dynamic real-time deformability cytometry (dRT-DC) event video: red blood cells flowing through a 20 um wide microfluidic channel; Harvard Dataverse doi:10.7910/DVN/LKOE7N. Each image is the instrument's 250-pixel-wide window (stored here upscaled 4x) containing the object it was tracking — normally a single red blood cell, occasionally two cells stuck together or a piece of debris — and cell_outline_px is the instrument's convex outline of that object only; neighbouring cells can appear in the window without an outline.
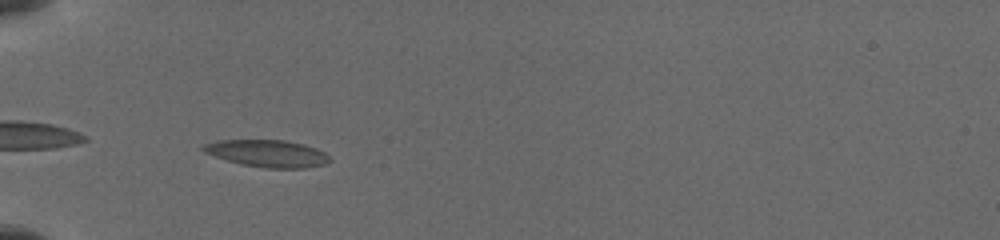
{"species": "common noctule bat (a hibernating species)", "species_latin": "Nyctalus noctula", "temperature_condition": "cold", "stored_images_in_passage": 11, "camera_frame_rate_fps": 3000, "um_per_image_px": 0.085, "animal": {"sex": "female", "body_mass_g": 19.5, "forearm_length_mm": 54.1}, "frame": {"image": 1, "passage_image": 1, "time_ms": 0.0, "image_size_px": [1000, 240], "cell_outline_px": [[332, 160], [324, 164], [304, 168], [268, 168], [240, 164], [204, 152], [200, 148], [204, 144], [220, 140], [284, 140], [316, 148], [324, 152]], "centroid_in_image_um": [22.72, 13.04], "position_along_channel_um": 62.3, "area_um2": 19.71}}
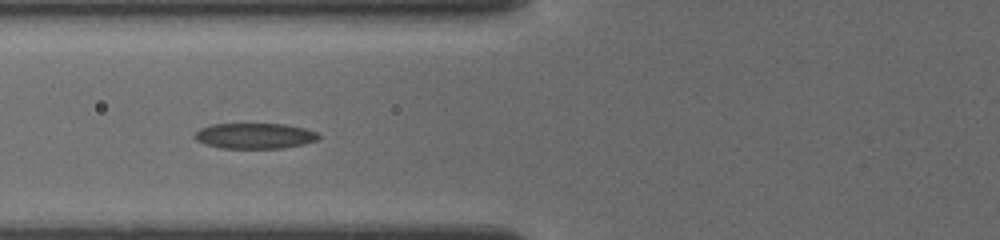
{"frame": {"image": 2, "passage_image": 4, "time_ms": 1.333, "image_size_px": [1000, 240], "cell_outline_px": [[320, 140], [304, 144], [284, 148], [220, 148], [204, 144], [196, 140], [192, 136], [200, 128], [212, 124], [284, 124], [304, 128], [320, 132]], "centroid_in_image_um": [21.68, 11.55], "position_along_channel_um": 104.1, "area_um2": 18.73}}
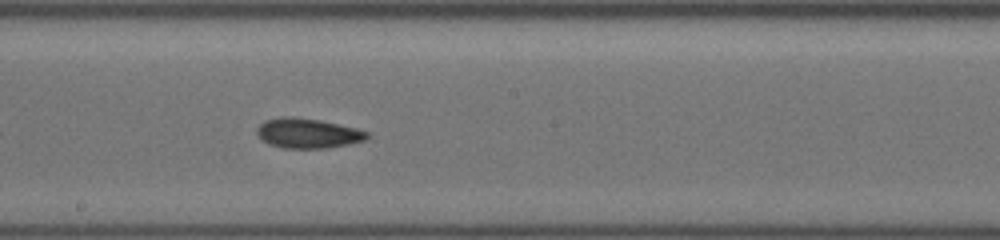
{"frame": {"image": 3, "passage_image": 11, "time_ms": 4.333, "image_size_px": [1000, 240], "cell_outline_px": [[368, 136], [364, 140], [348, 144], [328, 148], [284, 148], [268, 144], [260, 140], [256, 132], [256, 128], [264, 120], [284, 116], [292, 116], [320, 120], [356, 128], [368, 132]], "centroid_in_image_um": [26.1, 11.32], "position_along_channel_um": 222.1, "area_um2": 19.25}}